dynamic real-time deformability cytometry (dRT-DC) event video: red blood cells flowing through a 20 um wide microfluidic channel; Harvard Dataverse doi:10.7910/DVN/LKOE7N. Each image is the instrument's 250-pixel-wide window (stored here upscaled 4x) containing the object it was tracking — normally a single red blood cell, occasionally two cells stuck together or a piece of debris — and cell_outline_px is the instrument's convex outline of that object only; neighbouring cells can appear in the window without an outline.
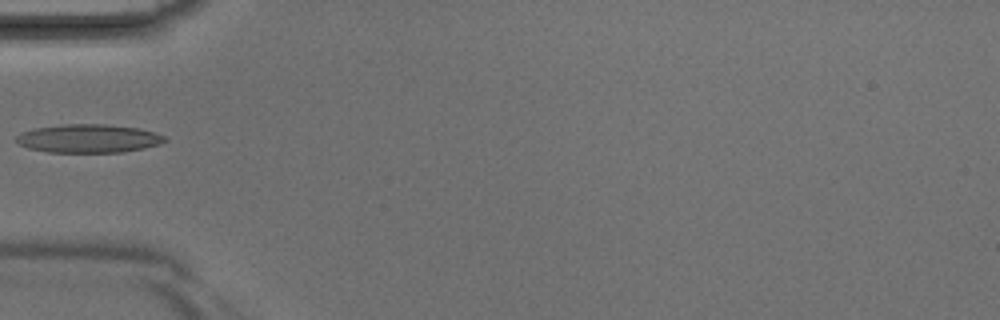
{"species": "Egyptian fruit bat (a non-hibernating species)", "species_latin": "Rousettus aegyptiacus", "temperature_condition": "room temperature", "stored_images_in_passage": 5, "camera_frame_rate_fps": 3000, "um_per_image_px": 0.085, "animal": {"sex": "male"}, "frame": {"image": 1, "passage_image": 5, "time_ms": 1.333, "image_size_px": [1000, 320], "cell_outline_px": [[168, 140], [160, 144], [144, 148], [120, 152], [48, 152], [28, 148], [20, 144], [16, 140], [16, 136], [20, 132], [36, 128], [64, 124], [104, 124], [136, 128], [152, 132], [164, 136]], "centroid_in_image_um": [7.5, 11.77], "position_along_channel_um": 77.5, "area_um2": 24.39}}